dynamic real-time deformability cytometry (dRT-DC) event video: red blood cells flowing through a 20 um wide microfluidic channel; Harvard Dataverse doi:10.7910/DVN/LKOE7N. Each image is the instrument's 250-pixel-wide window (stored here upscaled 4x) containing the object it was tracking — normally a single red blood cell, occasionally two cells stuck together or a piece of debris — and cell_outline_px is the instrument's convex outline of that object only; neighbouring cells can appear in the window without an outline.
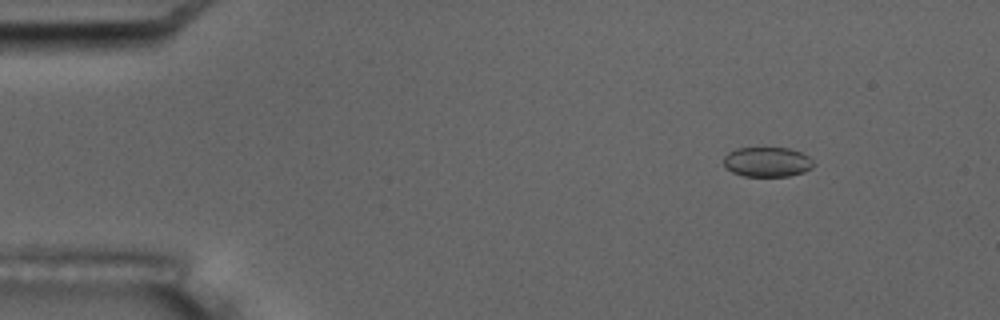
{"species": "common noctule bat (a hibernating species)", "species_latin": "Nyctalus noctula", "temperature_condition": "room temperature", "stored_images_in_passage": 7, "camera_frame_rate_fps": 3000, "um_per_image_px": 0.085, "animal": {"sex": "male", "body_mass_g": 17.5, "forearm_length_mm": 52.3}, "frame": {"image": 1, "passage_image": 3, "time_ms": 2.0, "image_size_px": [1000, 320], "cell_outline_px": [[812, 168], [804, 172], [788, 176], [744, 176], [732, 172], [724, 168], [724, 156], [728, 152], [736, 148], [788, 148], [800, 152], [808, 156], [812, 160]], "centroid_in_image_um": [65.17, 13.77], "position_along_channel_um": 19.8, "area_um2": 15.61}}
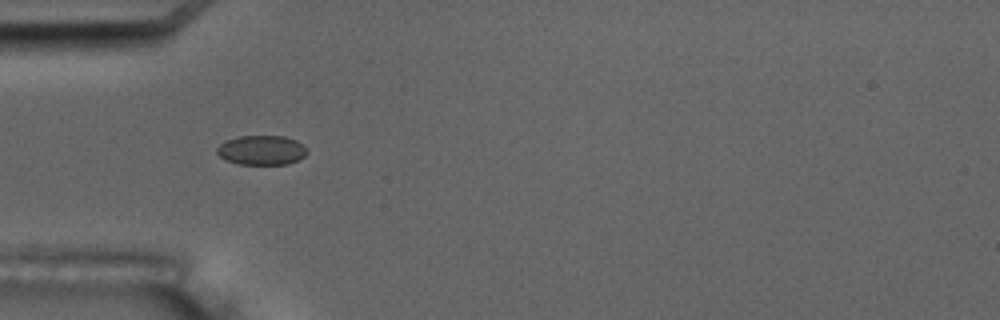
{"frame": {"image": 2, "passage_image": 6, "time_ms": 5.667, "image_size_px": [1000, 320], "cell_outline_px": [[308, 152], [300, 160], [288, 164], [236, 164], [220, 156], [216, 152], [216, 148], [220, 144], [228, 140], [240, 136], [284, 136], [296, 140]], "centroid_in_image_um": [22.24, 12.77], "position_along_channel_um": 62.8, "area_um2": 15.37}}